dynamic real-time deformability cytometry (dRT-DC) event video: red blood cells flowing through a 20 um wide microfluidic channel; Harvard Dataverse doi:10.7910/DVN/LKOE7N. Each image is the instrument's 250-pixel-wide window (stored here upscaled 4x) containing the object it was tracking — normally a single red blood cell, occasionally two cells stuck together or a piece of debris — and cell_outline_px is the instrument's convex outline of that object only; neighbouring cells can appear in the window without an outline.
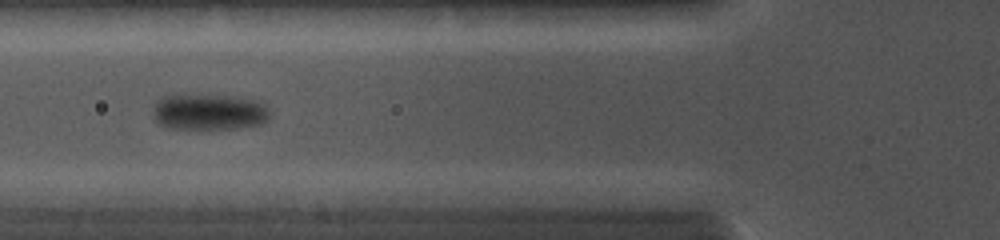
{"species": "common noctule bat (a hibernating species)", "species_latin": "Nyctalus noctula", "temperature_condition": "cold", "stored_images_in_passage": 14, "camera_frame_rate_fps": 5000, "um_per_image_px": 0.085, "animal": {"sex": "female", "body_mass_g": 19.0, "forearm_length_mm": 56.7}, "frame": {"image": 1, "passage_image": 6, "time_ms": 4.8, "image_size_px": [1000, 240], "cell_outline_px": [[272, 112], [268, 120], [260, 124], [236, 128], [164, 128], [156, 120], [152, 112], [156, 100], [160, 96], [184, 92], [208, 92], [232, 96], [252, 100], [264, 104]], "centroid_in_image_um": [17.71, 9.45], "position_along_channel_um": 108.1, "area_um2": 25.66}}
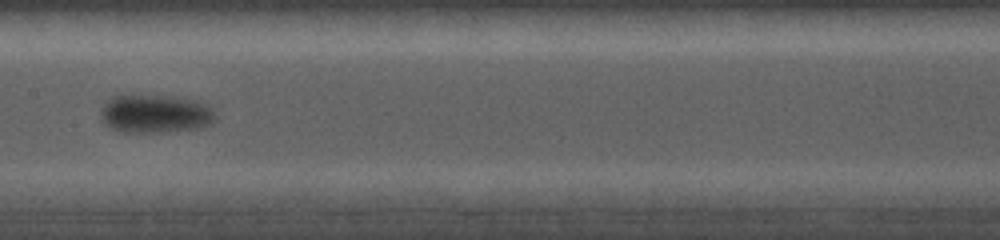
{"frame": {"image": 2, "passage_image": 9, "time_ms": 6.8, "image_size_px": [1000, 240], "cell_outline_px": [[216, 120], [212, 124], [200, 128], [160, 132], [124, 132], [112, 128], [104, 124], [100, 112], [104, 100], [112, 96], [124, 92], [132, 92], [172, 96], [196, 100], [208, 104], [212, 108]], "centroid_in_image_um": [13.15, 9.61], "position_along_channel_um": 194.2, "area_um2": 26.76}}
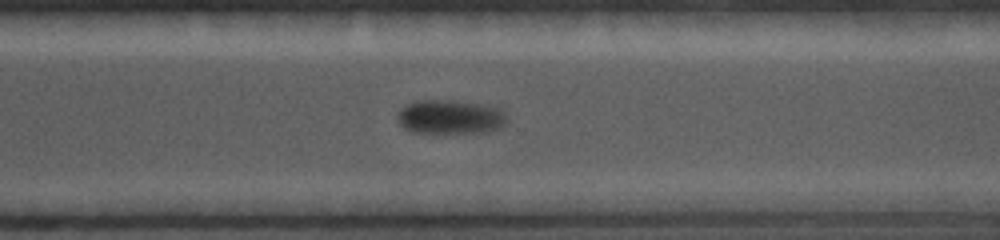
{"frame": {"image": 3, "passage_image": 14, "time_ms": 10.0, "image_size_px": [1000, 240], "cell_outline_px": [[508, 120], [504, 128], [488, 132], [408, 132], [396, 120], [400, 112], [408, 104], [416, 100], [448, 100], [484, 104], [500, 108]], "centroid_in_image_um": [38.32, 9.95], "position_along_channel_um": 332.3, "area_um2": 21.85}}